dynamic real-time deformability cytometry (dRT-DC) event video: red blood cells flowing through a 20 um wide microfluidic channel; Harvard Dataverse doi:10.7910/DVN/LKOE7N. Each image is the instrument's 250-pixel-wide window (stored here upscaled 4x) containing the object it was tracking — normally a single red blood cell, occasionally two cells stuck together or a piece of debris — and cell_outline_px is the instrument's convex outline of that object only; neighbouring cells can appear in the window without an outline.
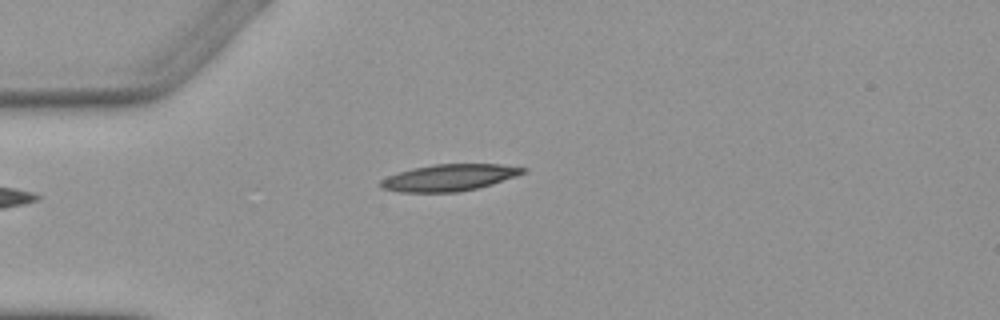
{"species": "Egyptian fruit bat (a non-hibernating species)", "species_latin": "Rousettus aegyptiacus", "temperature_condition": "warm", "stored_images_in_passage": 2, "camera_frame_rate_fps": 3000, "um_per_image_px": 0.085, "animal": {"sex": "female"}, "frame": {"image": 1, "passage_image": 2, "time_ms": 1.333, "image_size_px": [1000, 320], "cell_outline_px": [[528, 172], [492, 184], [460, 192], [400, 192], [380, 188], [380, 180], [388, 176], [412, 168], [432, 164], [500, 164], [528, 168]], "centroid_in_image_um": [38.2, 15.09], "position_along_channel_um": 46.8, "area_um2": 22.2}}